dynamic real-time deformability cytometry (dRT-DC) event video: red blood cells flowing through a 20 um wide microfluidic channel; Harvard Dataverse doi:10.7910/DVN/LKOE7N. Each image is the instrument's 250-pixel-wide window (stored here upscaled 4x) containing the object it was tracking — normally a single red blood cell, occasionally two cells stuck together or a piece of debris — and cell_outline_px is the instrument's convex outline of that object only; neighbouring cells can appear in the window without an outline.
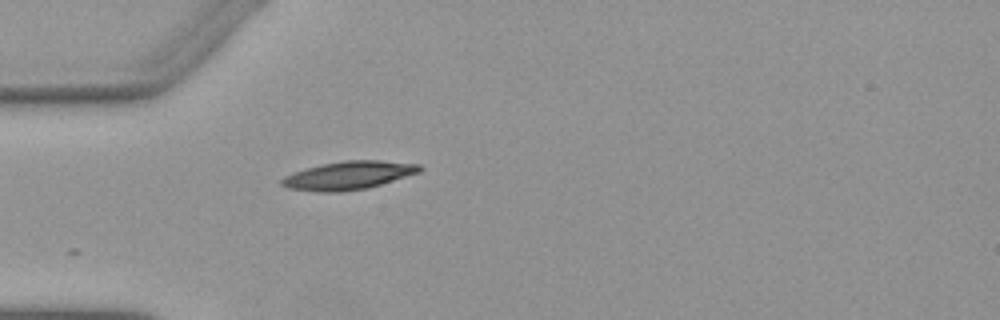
{"species": "Egyptian fruit bat (a non-hibernating species)", "species_latin": "Rousettus aegyptiacus", "temperature_condition": "warm", "stored_images_in_passage": 5, "camera_frame_rate_fps": 3000, "um_per_image_px": 0.085, "animal": {"sex": "female"}, "frame": {"image": 1, "passage_image": 1, "time_ms": 0.0, "image_size_px": [1000, 320], "cell_outline_px": [[424, 168], [420, 172], [368, 188], [340, 192], [324, 192], [288, 188], [280, 184], [280, 180], [284, 176], [292, 172], [320, 164], [344, 160], [380, 160], [420, 164]], "centroid_in_image_um": [29.62, 14.9], "position_along_channel_um": 55.4, "area_um2": 22.83}}
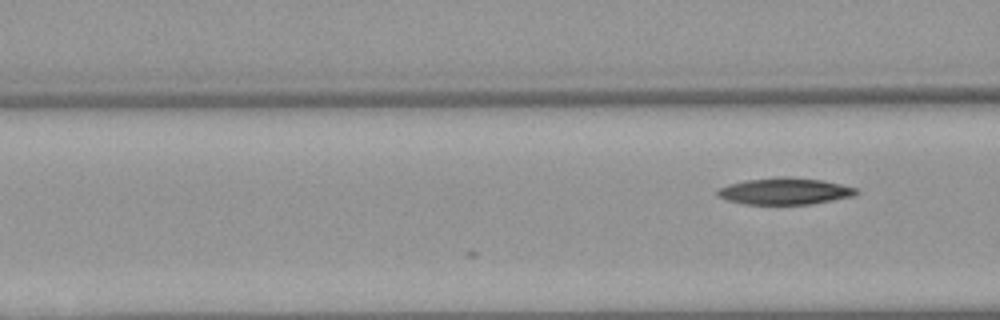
{"frame": {"image": 2, "passage_image": 5, "time_ms": 1.333, "image_size_px": [1000, 320], "cell_outline_px": [[860, 192], [852, 196], [812, 204], [744, 204], [728, 200], [716, 196], [716, 192], [720, 188], [728, 184], [744, 180], [776, 176], [788, 176], [824, 180], [856, 188]], "centroid_in_image_um": [66.69, 16.24], "position_along_channel_um": 99.9, "area_um2": 21.73}}